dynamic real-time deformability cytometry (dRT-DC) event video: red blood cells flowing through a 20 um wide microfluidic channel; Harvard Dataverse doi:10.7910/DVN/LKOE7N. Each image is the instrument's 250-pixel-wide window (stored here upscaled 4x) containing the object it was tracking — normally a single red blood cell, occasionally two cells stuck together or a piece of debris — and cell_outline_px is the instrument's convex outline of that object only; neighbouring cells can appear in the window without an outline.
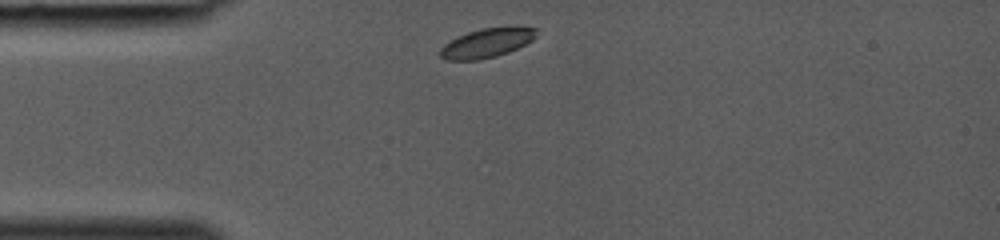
{"species": "common noctule bat (a hibernating species)", "species_latin": "Nyctalus noctula", "temperature_condition": "room temperature", "stored_images_in_passage": 25, "camera_frame_rate_fps": 3000, "um_per_image_px": 0.085, "animal": {"sex": "female", "body_mass_g": 19.0, "forearm_length_mm": 53.3}, "frame": {"image": 1, "passage_image": 1, "time_ms": 0.0, "image_size_px": [1000, 240], "cell_outline_px": [[536, 36], [532, 40], [508, 52], [496, 56], [480, 60], [444, 60], [440, 56], [440, 48], [444, 44], [456, 36], [480, 28], [536, 28]], "centroid_in_image_um": [41.29, 3.68], "position_along_channel_um": 43.7, "area_um2": 16.07}}
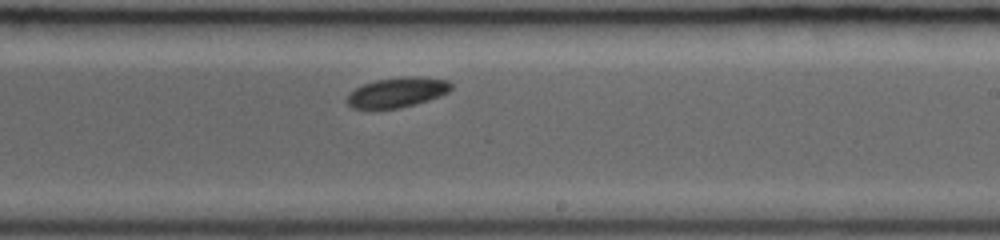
{"frame": {"image": 2, "passage_image": 15, "time_ms": 4.667, "image_size_px": [1000, 240], "cell_outline_px": [[452, 88], [448, 92], [440, 96], [428, 100], [396, 108], [352, 108], [348, 104], [348, 96], [356, 88], [364, 84], [376, 80], [408, 76], [412, 76], [448, 80], [452, 84]], "centroid_in_image_um": [33.8, 7.84], "position_along_channel_um": 255.2, "area_um2": 17.69}}
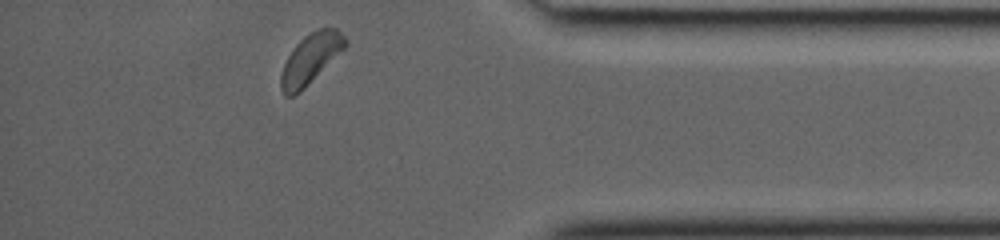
{"frame": {"image": 3, "passage_image": 25, "time_ms": 8.0, "image_size_px": [1000, 240], "cell_outline_px": [[348, 44], [300, 92], [292, 96], [284, 96], [280, 88], [280, 76], [284, 64], [288, 56], [296, 44], [304, 36], [320, 28], [336, 28], [348, 40]], "centroid_in_image_um": [26.38, 5.0], "position_along_channel_um": 408.8, "area_um2": 18.38}}